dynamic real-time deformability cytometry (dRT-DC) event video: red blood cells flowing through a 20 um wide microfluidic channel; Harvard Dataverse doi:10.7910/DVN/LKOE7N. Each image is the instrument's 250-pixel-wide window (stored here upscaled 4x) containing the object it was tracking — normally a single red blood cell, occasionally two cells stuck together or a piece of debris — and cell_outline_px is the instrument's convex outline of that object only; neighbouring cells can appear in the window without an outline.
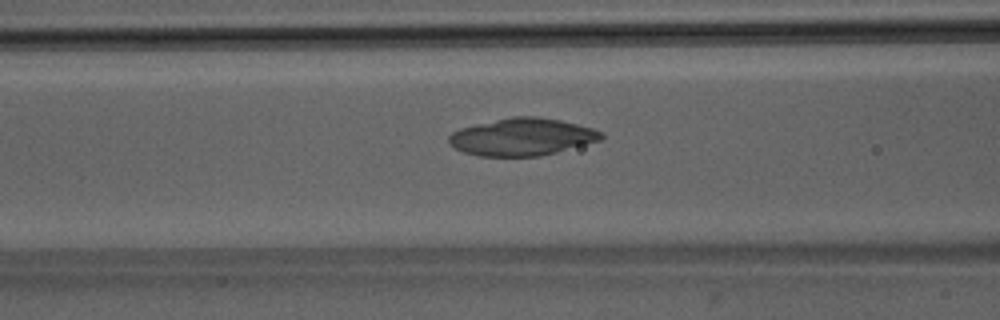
{"species": "Egyptian fruit bat (a non-hibernating species)", "species_latin": "Rousettus aegyptiacus", "temperature_condition": "room temperature", "stored_images_in_passage": 35, "camera_frame_rate_fps": 3000, "um_per_image_px": 0.085, "animal": {"sex": "male"}, "frame": {"image": 1, "passage_image": 8, "time_ms": 2.333, "image_size_px": [1000, 320], "cell_outline_px": [[604, 136], [600, 140], [556, 152], [540, 156], [480, 156], [464, 152], [448, 144], [448, 136], [452, 132], [460, 128], [476, 124], [512, 116], [536, 116], [560, 120], [592, 128], [604, 132]], "centroid_in_image_um": [44.36, 11.63], "position_along_channel_um": 122.2, "area_um2": 33.06}}
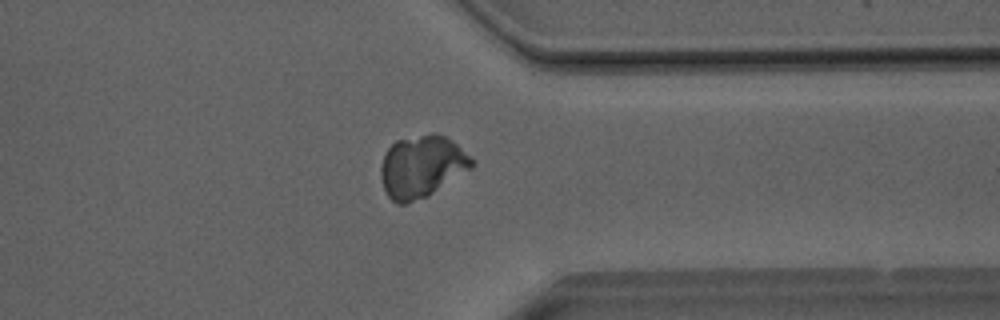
{"frame": {"image": 2, "passage_image": 27, "time_ms": 8.667, "image_size_px": [1000, 320], "cell_outline_px": [[476, 164], [472, 168], [428, 196], [404, 204], [396, 204], [388, 196], [384, 188], [380, 176], [380, 168], [384, 156], [388, 148], [396, 140], [432, 132], [436, 132], [452, 140], [472, 156], [476, 160]], "centroid_in_image_um": [35.88, 14.14], "position_along_channel_um": 375.5, "area_um2": 33.23}}
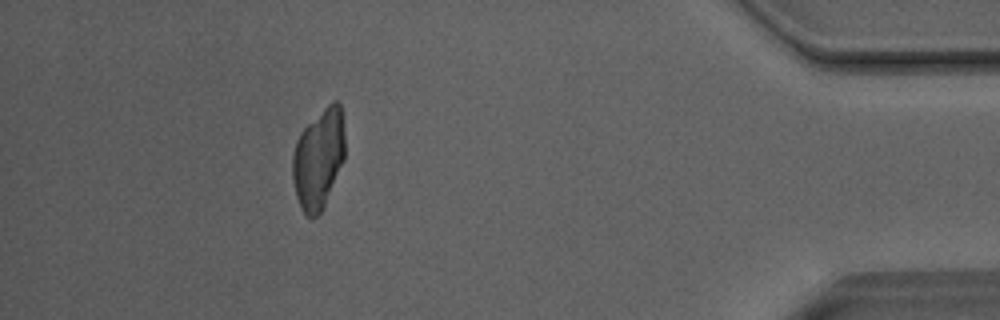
{"frame": {"image": 3, "passage_image": 33, "time_ms": 10.667, "image_size_px": [1000, 320], "cell_outline_px": [[344, 160], [324, 204], [320, 212], [316, 216], [308, 216], [300, 208], [296, 196], [292, 180], [292, 156], [296, 140], [300, 132], [332, 100], [336, 100], [340, 104], [344, 128]], "centroid_in_image_um": [27.06, 13.47], "position_along_channel_um": 408.1, "area_um2": 30.29}}